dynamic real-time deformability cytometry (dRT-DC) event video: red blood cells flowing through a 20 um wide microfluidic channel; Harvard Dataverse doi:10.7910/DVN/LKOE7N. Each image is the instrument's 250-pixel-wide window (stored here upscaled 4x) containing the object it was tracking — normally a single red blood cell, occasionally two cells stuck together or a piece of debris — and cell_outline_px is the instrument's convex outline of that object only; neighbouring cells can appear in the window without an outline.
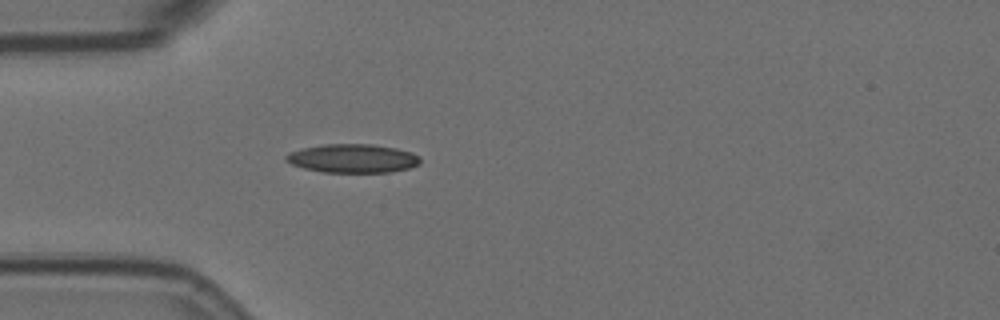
{"species": "Egyptian fruit bat (a non-hibernating species)", "species_latin": "Rousettus aegyptiacus", "temperature_condition": "room temperature", "stored_images_in_passage": 5, "camera_frame_rate_fps": 3000, "um_per_image_px": 0.085, "animal": {"sex": "female"}, "frame": {"image": 1, "passage_image": 5, "time_ms": 1.333, "image_size_px": [1000, 320], "cell_outline_px": [[420, 164], [408, 168], [388, 172], [324, 172], [304, 168], [292, 164], [284, 160], [284, 156], [288, 152], [300, 148], [324, 144], [372, 144], [396, 148], [412, 152], [420, 156]], "centroid_in_image_um": [29.95, 13.45], "position_along_channel_um": 55.0, "area_um2": 22.54}}